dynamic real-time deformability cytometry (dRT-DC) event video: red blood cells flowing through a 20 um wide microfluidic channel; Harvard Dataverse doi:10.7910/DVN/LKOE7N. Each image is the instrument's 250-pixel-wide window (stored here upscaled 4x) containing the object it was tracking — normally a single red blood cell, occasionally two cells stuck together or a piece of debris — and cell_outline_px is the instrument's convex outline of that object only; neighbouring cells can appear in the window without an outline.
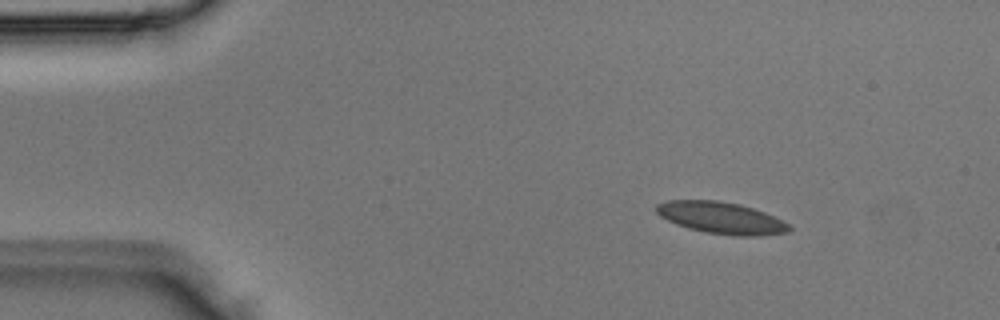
{"species": "Egyptian fruit bat (a non-hibernating species)", "species_latin": "Rousettus aegyptiacus", "temperature_condition": "room temperature", "stored_images_in_passage": 3, "camera_frame_rate_fps": 3000, "um_per_image_px": 0.085, "animal": {"sex": "male"}, "frame": {"image": 1, "passage_image": 1, "time_ms": 0.0, "image_size_px": [1000, 320], "cell_outline_px": [[792, 228], [788, 232], [756, 236], [736, 236], [708, 232], [688, 228], [676, 224], [660, 216], [656, 212], [656, 204], [668, 200], [716, 200], [740, 204], [764, 212], [788, 224]], "centroid_in_image_um": [61.28, 18.51], "position_along_channel_um": 23.7, "area_um2": 24.33}}
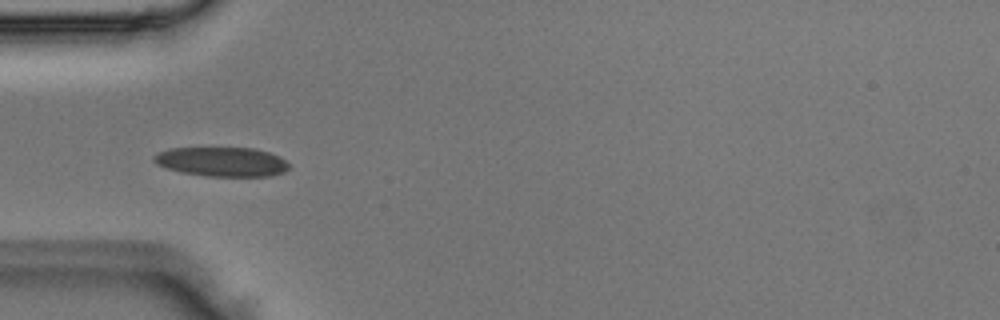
{"frame": {"image": 2, "passage_image": 3, "time_ms": 0.667, "image_size_px": [1000, 320], "cell_outline_px": [[288, 168], [284, 172], [272, 176], [208, 176], [184, 172], [168, 168], [152, 160], [152, 156], [168, 148], [256, 148], [280, 156], [288, 164]], "centroid_in_image_um": [18.89, 13.74], "position_along_channel_um": 66.1, "area_um2": 22.89}}